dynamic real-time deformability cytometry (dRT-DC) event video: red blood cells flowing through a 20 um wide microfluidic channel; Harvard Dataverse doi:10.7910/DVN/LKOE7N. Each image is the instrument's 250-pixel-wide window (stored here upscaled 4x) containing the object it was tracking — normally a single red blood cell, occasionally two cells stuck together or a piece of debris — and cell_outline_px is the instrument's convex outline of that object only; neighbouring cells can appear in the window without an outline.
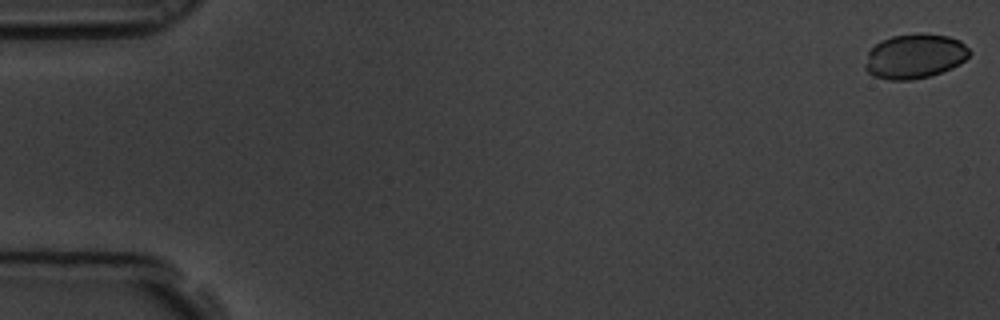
{"species": "common noctule bat (a hibernating species)", "species_latin": "Nyctalus noctula", "temperature_condition": "room temperature", "stored_images_in_passage": 15, "camera_frame_rate_fps": 3000, "um_per_image_px": 0.085, "animal": {"sex": "male", "body_mass_g": 19.5, "forearm_length_mm": 54.6}, "frame": {"image": 1, "passage_image": 1, "time_ms": 0.0, "image_size_px": [1000, 320], "cell_outline_px": [[972, 52], [960, 64], [952, 68], [928, 76], [912, 80], [888, 80], [872, 76], [864, 68], [864, 64], [868, 52], [880, 40], [892, 36], [948, 36], [960, 40]], "centroid_in_image_um": [77.72, 4.83], "position_along_channel_um": 7.3, "area_um2": 26.59}}